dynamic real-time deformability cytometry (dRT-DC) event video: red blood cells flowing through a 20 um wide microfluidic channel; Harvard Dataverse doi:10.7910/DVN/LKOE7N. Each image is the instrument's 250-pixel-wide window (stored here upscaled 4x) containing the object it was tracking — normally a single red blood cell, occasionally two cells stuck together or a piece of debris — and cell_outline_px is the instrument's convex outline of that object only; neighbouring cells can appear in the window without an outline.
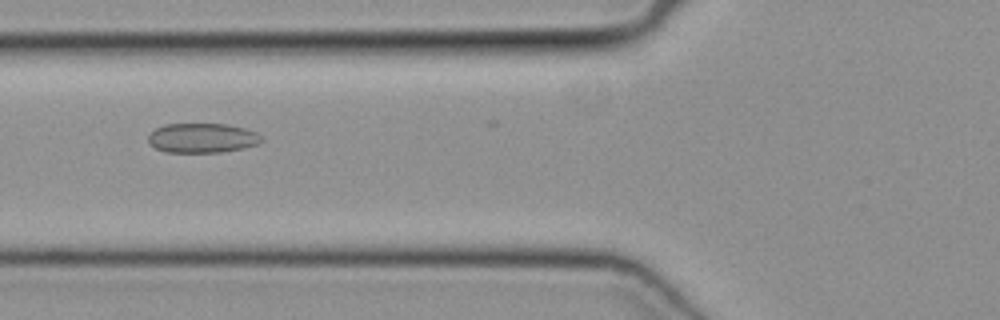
{"species": "common noctule bat (a hibernating species)", "species_latin": "Nyctalus noctula", "temperature_condition": "cold", "stored_images_in_passage": 29, "camera_frame_rate_fps": 3000, "um_per_image_px": 0.085, "animal": {"sex": "female", "body_mass_g": 19.3, "forearm_length_mm": 54.1}, "frame": {"image": 1, "passage_image": 7, "time_ms": 2.0, "image_size_px": [1000, 320], "cell_outline_px": [[260, 140], [256, 144], [240, 148], [220, 152], [164, 152], [156, 148], [148, 140], [148, 136], [156, 128], [164, 124], [228, 124], [244, 128], [256, 132], [260, 136]], "centroid_in_image_um": [17.15, 11.72], "position_along_channel_um": 108.7, "area_um2": 19.19}}
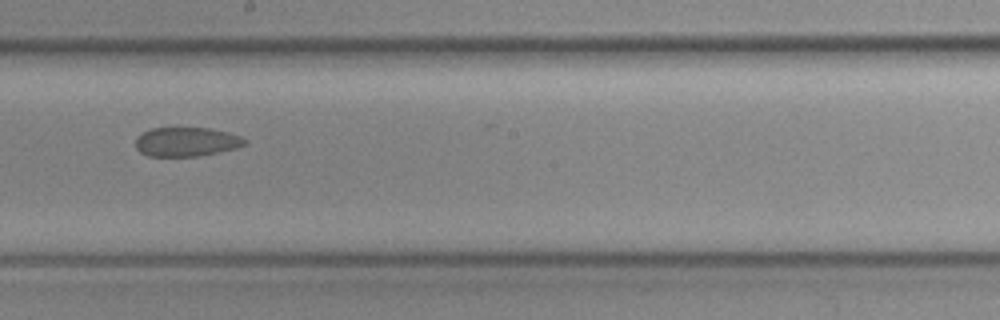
{"frame": {"image": 2, "passage_image": 16, "time_ms": 5.0, "image_size_px": [1000, 320], "cell_outline_px": [[248, 144], [236, 148], [220, 152], [196, 156], [148, 156], [140, 152], [136, 148], [136, 136], [152, 128], [208, 128], [228, 132], [240, 136], [248, 140]], "centroid_in_image_um": [15.87, 12.05], "position_along_channel_um": 232.3, "area_um2": 18.61}}
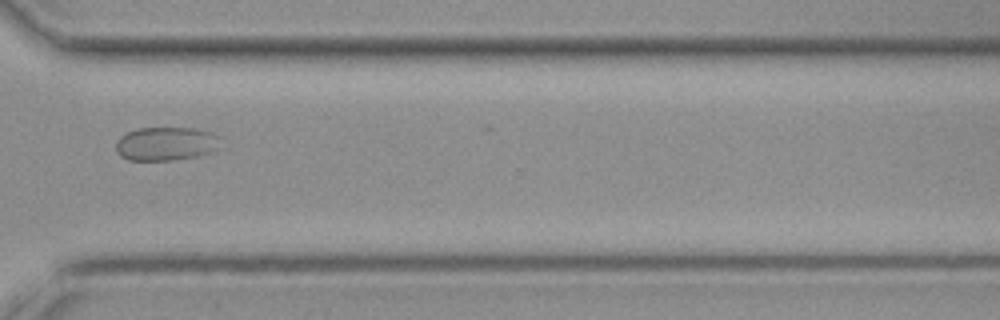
{"frame": {"image": 3, "passage_image": 25, "time_ms": 8.0, "image_size_px": [1000, 320], "cell_outline_px": [[220, 136], [212, 148], [208, 152], [196, 156], [172, 160], [128, 160], [120, 156], [116, 152], [116, 140], [120, 136], [128, 132], [140, 128], [196, 128], [212, 132]], "centroid_in_image_um": [14.01, 12.21], "position_along_channel_um": 356.6, "area_um2": 20.17}}